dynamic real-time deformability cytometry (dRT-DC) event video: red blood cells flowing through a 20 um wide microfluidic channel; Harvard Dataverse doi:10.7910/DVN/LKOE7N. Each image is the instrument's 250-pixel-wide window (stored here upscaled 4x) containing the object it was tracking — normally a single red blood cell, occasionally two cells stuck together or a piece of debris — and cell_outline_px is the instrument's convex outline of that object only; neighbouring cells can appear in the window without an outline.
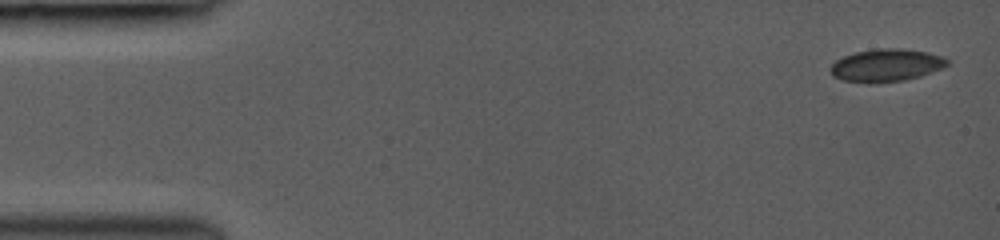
{"species": "common noctule bat (a hibernating species)", "species_latin": "Nyctalus noctula", "temperature_condition": "room temperature", "stored_images_in_passage": 32, "camera_frame_rate_fps": 3000, "um_per_image_px": 0.085, "animal": {"sex": "female", "body_mass_g": 19.0, "forearm_length_mm": 53.3}, "frame": {"image": 1, "passage_image": 1, "time_ms": 0.0, "image_size_px": [1000, 240], "cell_outline_px": [[948, 64], [940, 68], [920, 76], [904, 80], [868, 84], [840, 80], [832, 76], [828, 68], [836, 60], [844, 56], [856, 52], [876, 48], [900, 48], [928, 52], [940, 56], [948, 60]], "centroid_in_image_um": [75.25, 5.56], "position_along_channel_um": 9.7, "area_um2": 22.31}}
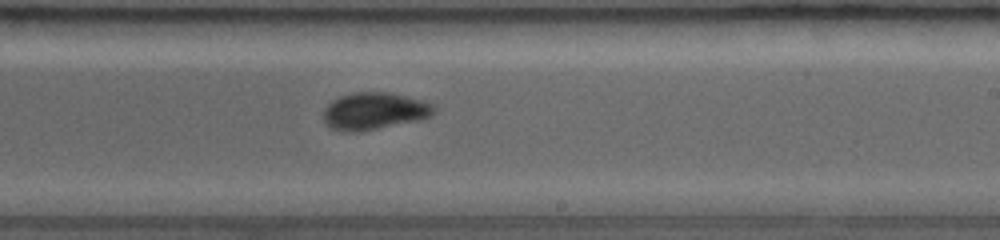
{"frame": {"image": 2, "passage_image": 19, "time_ms": 9.0, "image_size_px": [1000, 240], "cell_outline_px": [[436, 112], [432, 116], [420, 120], [356, 132], [344, 132], [332, 128], [324, 120], [324, 108], [332, 100], [340, 96], [352, 92], [388, 92], [424, 100], [436, 104]], "centroid_in_image_um": [31.87, 9.43], "position_along_channel_um": 257.1, "area_um2": 24.1}}
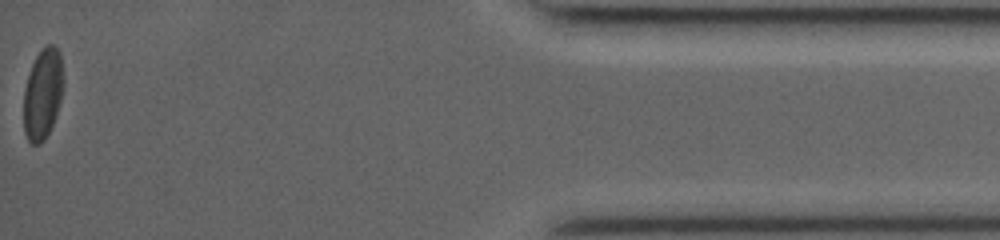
{"frame": {"image": 3, "passage_image": 32, "time_ms": 14.667, "image_size_px": [1000, 240], "cell_outline_px": [[64, 84], [56, 116], [44, 140], [40, 144], [32, 144], [28, 140], [24, 132], [24, 88], [32, 64], [36, 56], [48, 44], [52, 44], [60, 52], [64, 80]], "centroid_in_image_um": [3.64, 7.98], "position_along_channel_um": 431.6, "area_um2": 20.92}, "authors_computed_cell_mechanics": {"area_um2": 22.831, "velocity_mm_per_s": 4.2493, "shape_relaxation_time_tau1_ms": null, "shape_relaxation_time_tau2_ms": 1.1141, "deformation_change_tau1": null, "deformation_change_tau2": 0.0367}}